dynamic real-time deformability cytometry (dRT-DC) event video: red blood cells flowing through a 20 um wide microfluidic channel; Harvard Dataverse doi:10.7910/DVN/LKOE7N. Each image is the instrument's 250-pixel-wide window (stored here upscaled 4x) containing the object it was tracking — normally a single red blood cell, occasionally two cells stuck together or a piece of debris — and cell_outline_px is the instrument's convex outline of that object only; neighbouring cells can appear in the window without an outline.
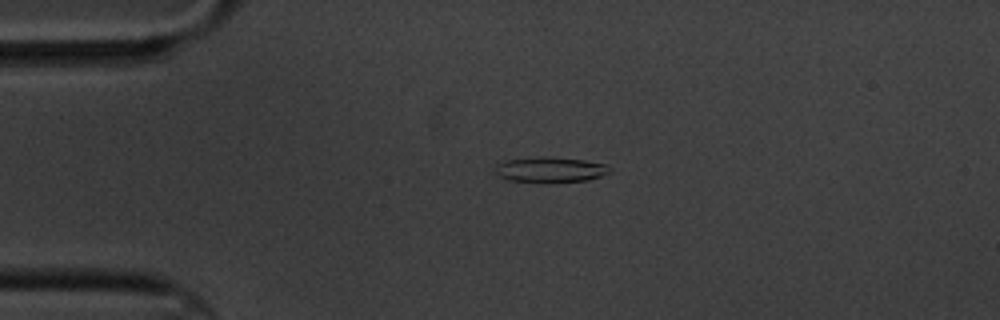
{"species": "common noctule bat (a hibernating species)", "species_latin": "Nyctalus noctula", "temperature_condition": "cold", "stored_images_in_passage": 5, "camera_frame_rate_fps": 3000, "um_per_image_px": 0.085, "animal": {"sex": "male", "body_mass_g": 20.1, "forearm_length_mm": 53.5}, "frame": {"image": 1, "passage_image": 4, "time_ms": 3.667, "image_size_px": [1000, 320], "cell_outline_px": [[612, 172], [588, 180], [548, 184], [544, 184], [508, 180], [496, 176], [496, 164], [508, 160], [540, 156], [544, 156], [584, 160], [604, 164], [612, 168]], "centroid_in_image_um": [46.77, 14.45], "position_along_channel_um": 38.2, "area_um2": 17.46}}